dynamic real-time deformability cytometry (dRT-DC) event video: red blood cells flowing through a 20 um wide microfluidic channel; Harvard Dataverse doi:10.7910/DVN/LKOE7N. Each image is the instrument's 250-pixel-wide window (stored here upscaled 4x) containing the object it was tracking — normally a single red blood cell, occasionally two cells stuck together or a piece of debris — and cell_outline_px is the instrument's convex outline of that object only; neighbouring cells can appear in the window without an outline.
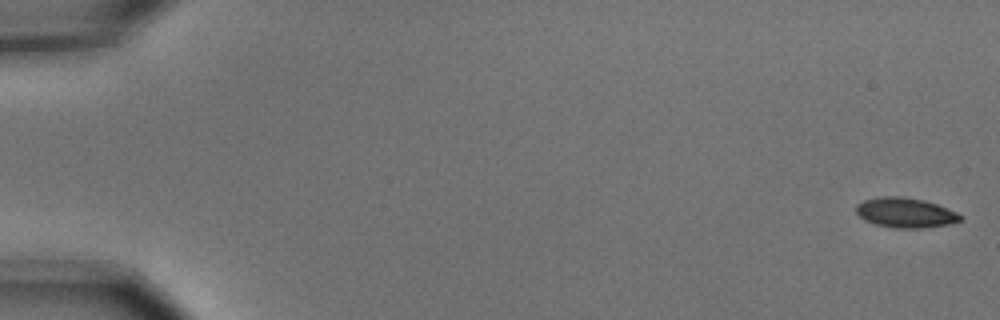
{"species": "common noctule bat (a hibernating species)", "species_latin": "Nyctalus noctula", "temperature_condition": "cold", "stored_images_in_passage": 10, "camera_frame_rate_fps": 3000, "um_per_image_px": 0.085, "animal": {"sex": "male", "body_mass_g": 15.6}, "frame": {"image": 1, "passage_image": 1, "time_ms": 0.0, "image_size_px": [1000, 320], "cell_outline_px": [[964, 220], [952, 224], [928, 228], [896, 228], [876, 224], [864, 220], [856, 212], [856, 204], [864, 200], [880, 196], [896, 196], [924, 200], [936, 204], [956, 212], [964, 216]], "centroid_in_image_um": [77.0, 18.09], "position_along_channel_um": 8.0, "area_um2": 18.32}}
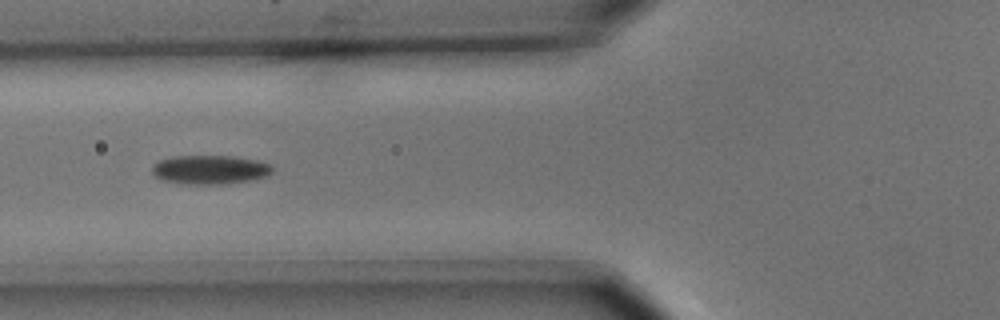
{"frame": {"image": 2, "passage_image": 7, "time_ms": 2.0, "image_size_px": [1000, 320], "cell_outline_px": [[272, 172], [268, 176], [252, 180], [228, 184], [180, 184], [160, 180], [152, 172], [152, 164], [160, 160], [172, 156], [232, 156], [256, 160], [268, 164], [272, 168]], "centroid_in_image_um": [17.81, 14.43], "position_along_channel_um": 108.0, "area_um2": 20.52}}
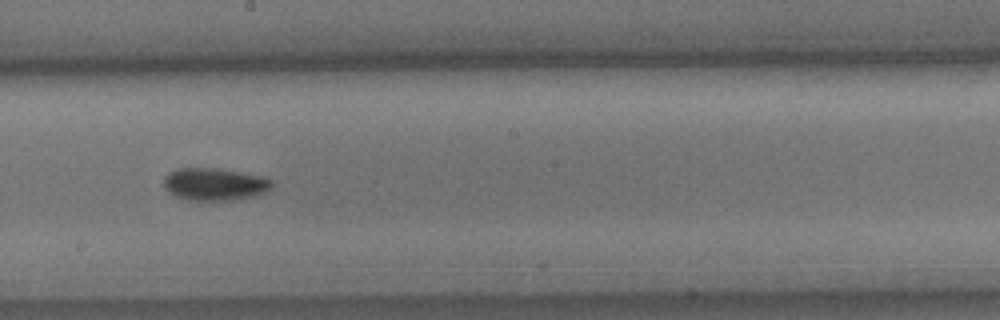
{"frame": {"image": 3, "passage_image": 10, "time_ms": 3.0, "image_size_px": [1000, 320], "cell_outline_px": [[272, 184], [264, 192], [256, 196], [240, 200], [188, 200], [176, 196], [168, 192], [164, 188], [164, 176], [168, 172], [176, 168], [220, 168], [260, 176], [272, 180]], "centroid_in_image_um": [18.2, 15.66], "position_along_channel_um": 230.0, "area_um2": 20.58}}